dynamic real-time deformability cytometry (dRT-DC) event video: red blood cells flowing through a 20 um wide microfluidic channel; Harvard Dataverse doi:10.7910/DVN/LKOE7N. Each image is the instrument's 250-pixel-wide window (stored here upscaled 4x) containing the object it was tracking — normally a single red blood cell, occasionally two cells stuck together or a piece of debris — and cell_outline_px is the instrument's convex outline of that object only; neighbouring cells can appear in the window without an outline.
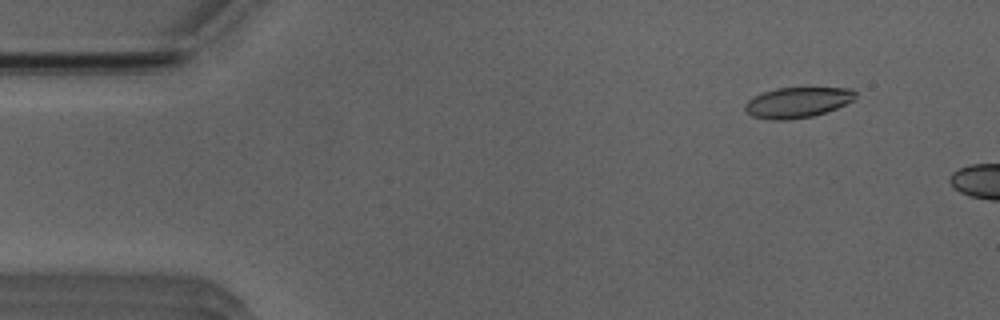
{"species": "Egyptian fruit bat (a non-hibernating species)", "species_latin": "Rousettus aegyptiacus", "temperature_condition": "room temperature", "stored_images_in_passage": 5, "camera_frame_rate_fps": 3000, "um_per_image_px": 0.085, "animal": {"sex": "male"}, "frame": {"image": 1, "passage_image": 2, "time_ms": 0.333, "image_size_px": [1000, 320], "cell_outline_px": [[856, 100], [836, 108], [812, 116], [788, 120], [772, 120], [752, 116], [744, 108], [744, 104], [752, 96], [776, 88], [852, 88], [856, 92]], "centroid_in_image_um": [67.79, 8.7], "position_along_channel_um": 17.2, "area_um2": 19.65}}